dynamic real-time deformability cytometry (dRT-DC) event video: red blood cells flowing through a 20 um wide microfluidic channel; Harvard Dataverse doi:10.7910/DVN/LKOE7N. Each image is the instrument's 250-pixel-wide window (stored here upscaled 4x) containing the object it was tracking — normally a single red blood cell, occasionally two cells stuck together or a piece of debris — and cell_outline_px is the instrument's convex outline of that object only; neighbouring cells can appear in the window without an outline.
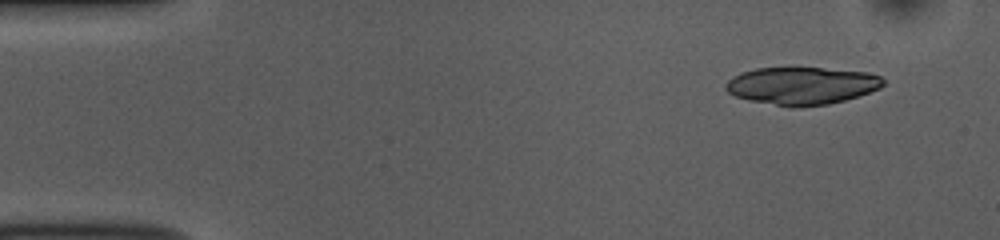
{"species": "common noctule bat (a hibernating species)", "species_latin": "Nyctalus noctula", "temperature_condition": "room temperature", "stored_images_in_passage": 50, "camera_frame_rate_fps": 3000, "um_per_image_px": 0.085, "animal": {"sex": "female", "body_mass_g": 10.0, "forearm_length_mm": 53.1}, "frame": {"image": 1, "passage_image": 4, "time_ms": 1.0, "image_size_px": [1000, 240], "cell_outline_px": [[884, 84], [880, 88], [844, 100], [828, 104], [800, 108], [792, 108], [748, 100], [736, 96], [728, 92], [724, 88], [724, 84], [732, 76], [740, 72], [756, 68], [820, 68], [868, 72], [880, 76], [884, 80]], "centroid_in_image_um": [68.11, 7.29], "position_along_channel_um": 16.9, "area_um2": 34.62}}
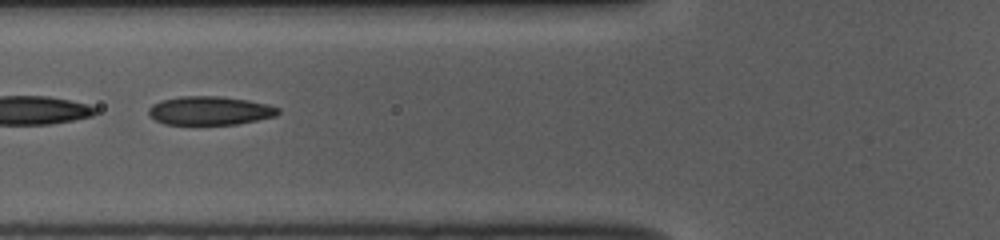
{"frame": {"image": 2, "passage_image": 19, "time_ms": 6.0, "image_size_px": [1000, 240], "cell_outline_px": [[280, 112], [276, 116], [236, 124], [164, 124], [156, 120], [148, 112], [148, 108], [152, 104], [160, 100], [180, 96], [220, 96], [248, 100], [268, 104], [280, 108]], "centroid_in_image_um": [17.84, 9.39], "position_along_channel_um": 108.0, "area_um2": 21.62}}
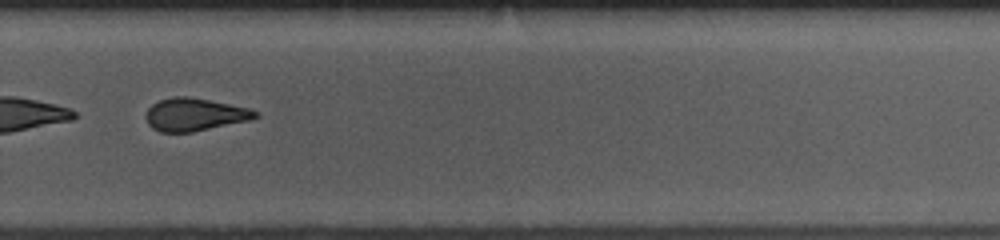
{"frame": {"image": 3, "passage_image": 35, "time_ms": 11.333, "image_size_px": [1000, 240], "cell_outline_px": [[260, 116], [252, 120], [192, 132], [160, 132], [152, 128], [148, 124], [144, 116], [148, 108], [152, 104], [160, 100], [176, 96], [188, 96], [248, 108], [260, 112]], "centroid_in_image_um": [16.55, 9.74], "position_along_channel_um": 313.3, "area_um2": 20.98}, "authors_computed_cell_mechanics": {"area_um2": 22.3686, "velocity_mm_per_s": 3.8492, "shape_relaxation_time_tau1_ms": 3.9412, "shape_relaxation_time_tau2_ms": 2.2873, "deformation_change_tau1": 0.1161, "deformation_change_tau2": 0.0899}}